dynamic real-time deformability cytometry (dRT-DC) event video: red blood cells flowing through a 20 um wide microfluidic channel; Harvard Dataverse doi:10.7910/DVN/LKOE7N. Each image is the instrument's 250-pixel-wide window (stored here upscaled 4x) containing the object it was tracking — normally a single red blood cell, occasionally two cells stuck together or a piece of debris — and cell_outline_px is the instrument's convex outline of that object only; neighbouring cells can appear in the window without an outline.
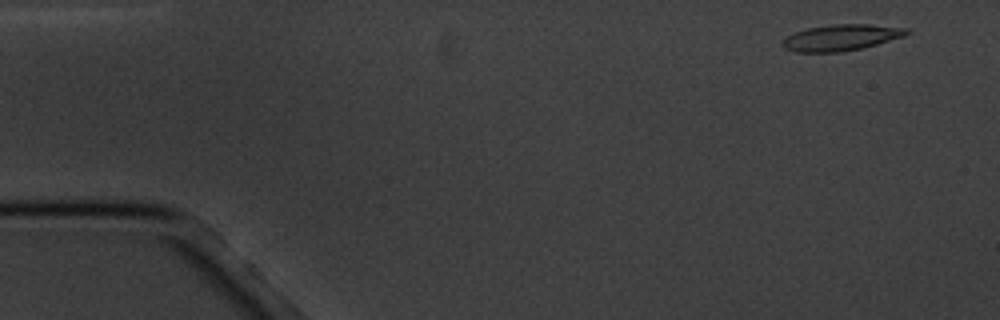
{"species": "common noctule bat (a hibernating species)", "species_latin": "Nyctalus noctula", "temperature_condition": "cold", "stored_images_in_passage": 4, "camera_frame_rate_fps": 3000, "um_per_image_px": 0.085, "animal": {"sex": "male", "body_mass_g": 20.1, "forearm_length_mm": 53.5}, "frame": {"image": 1, "passage_image": 1, "time_ms": 0.0, "image_size_px": [1000, 320], "cell_outline_px": [[912, 32], [904, 36], [876, 44], [860, 48], [840, 52], [796, 52], [784, 48], [780, 44], [788, 36], [796, 32], [808, 28], [832, 24], [868, 24], [908, 28]], "centroid_in_image_um": [71.51, 3.19], "position_along_channel_um": 13.5, "area_um2": 18.79}}
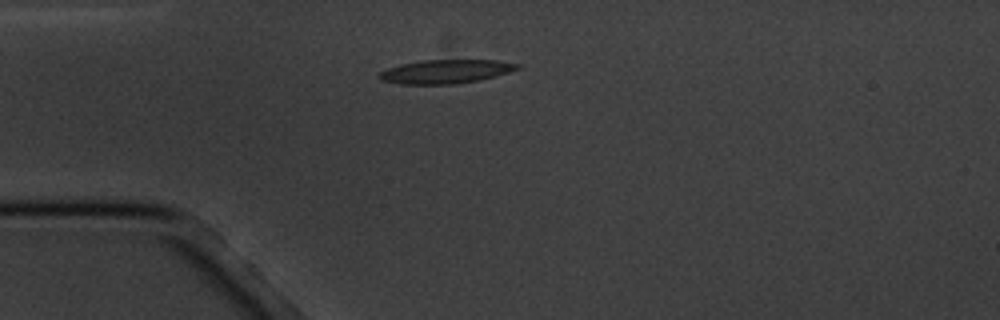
{"frame": {"image": 2, "passage_image": 4, "time_ms": 3.667, "image_size_px": [1000, 320], "cell_outline_px": [[520, 68], [496, 76], [480, 80], [452, 84], [400, 84], [380, 80], [376, 76], [380, 72], [388, 68], [400, 64], [420, 60], [496, 60], [520, 64]], "centroid_in_image_um": [37.85, 6.08], "position_along_channel_um": 47.1, "area_um2": 19.19}}